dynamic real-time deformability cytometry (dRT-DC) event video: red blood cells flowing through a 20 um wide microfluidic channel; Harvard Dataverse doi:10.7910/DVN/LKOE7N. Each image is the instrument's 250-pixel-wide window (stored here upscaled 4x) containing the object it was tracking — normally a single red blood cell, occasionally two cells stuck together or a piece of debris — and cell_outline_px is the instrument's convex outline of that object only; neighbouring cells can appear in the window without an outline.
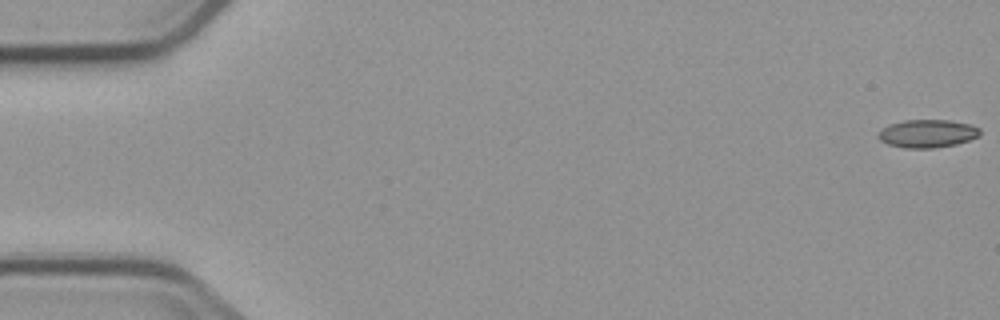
{"species": "common noctule bat (a hibernating species)", "species_latin": "Nyctalus noctula", "temperature_condition": "cold", "stored_images_in_passage": 8, "camera_frame_rate_fps": 3000, "um_per_image_px": 0.085, "animal": {"sex": "male", "body_mass_g": 23.1, "forearm_length_mm": 52.7}, "frame": {"image": 1, "passage_image": 1, "time_ms": 0.0, "image_size_px": [1000, 320], "cell_outline_px": [[980, 136], [956, 144], [932, 148], [904, 148], [888, 144], [880, 140], [876, 136], [884, 128], [892, 124], [904, 120], [948, 120], [972, 124], [980, 128]], "centroid_in_image_um": [78.86, 11.35], "position_along_channel_um": 6.1, "area_um2": 16.53}}
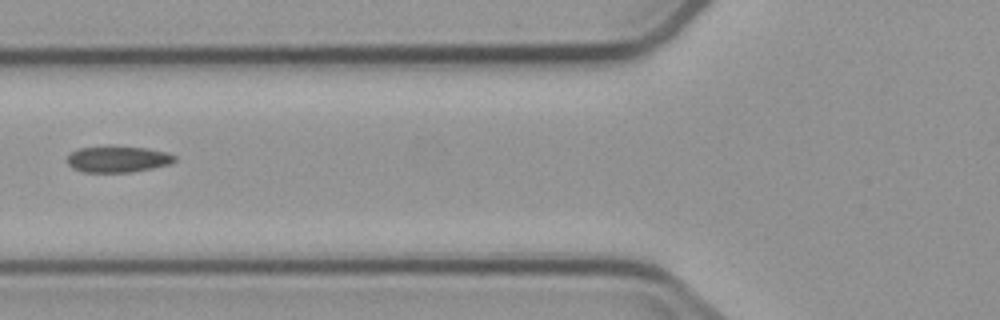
{"frame": {"image": 2, "passage_image": 7, "time_ms": 7.0, "image_size_px": [1000, 320], "cell_outline_px": [[176, 160], [168, 164], [152, 168], [132, 172], [84, 172], [72, 168], [68, 164], [68, 156], [76, 148], [108, 144], [112, 144], [148, 148], [168, 152], [176, 156]], "centroid_in_image_um": [10.0, 13.49], "position_along_channel_um": 115.8, "area_um2": 17.05}}
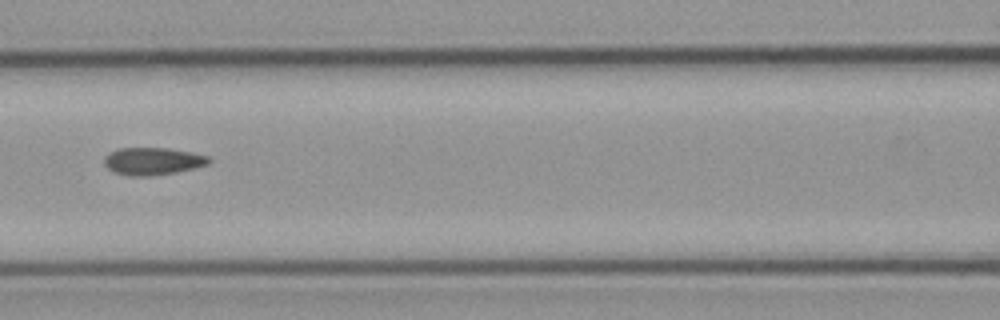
{"frame": {"image": 3, "passage_image": 8, "time_ms": 8.0, "image_size_px": [1000, 320], "cell_outline_px": [[212, 160], [208, 164], [176, 172], [148, 176], [128, 176], [116, 172], [108, 168], [104, 164], [104, 156], [108, 152], [120, 148], [168, 148], [192, 152], [208, 156]], "centroid_in_image_um": [12.96, 13.69], "position_along_channel_um": 153.6, "area_um2": 16.7}}